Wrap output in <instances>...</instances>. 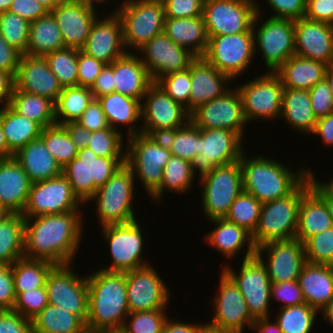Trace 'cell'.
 I'll use <instances>...</instances> for the list:
<instances>
[{"label": "cell", "mask_w": 333, "mask_h": 333, "mask_svg": "<svg viewBox=\"0 0 333 333\" xmlns=\"http://www.w3.org/2000/svg\"><path fill=\"white\" fill-rule=\"evenodd\" d=\"M239 270L236 273V270L227 265L222 269L244 296L251 316L255 320L270 318L272 283L265 265L255 255L249 259H244Z\"/></svg>", "instance_id": "14"}, {"label": "cell", "mask_w": 333, "mask_h": 333, "mask_svg": "<svg viewBox=\"0 0 333 333\" xmlns=\"http://www.w3.org/2000/svg\"><path fill=\"white\" fill-rule=\"evenodd\" d=\"M310 176H312L315 181L333 198V178L328 180V182H324L322 180H317L313 171H310Z\"/></svg>", "instance_id": "79"}, {"label": "cell", "mask_w": 333, "mask_h": 333, "mask_svg": "<svg viewBox=\"0 0 333 333\" xmlns=\"http://www.w3.org/2000/svg\"><path fill=\"white\" fill-rule=\"evenodd\" d=\"M165 310L157 309L129 313L121 331L123 333H160L168 318Z\"/></svg>", "instance_id": "55"}, {"label": "cell", "mask_w": 333, "mask_h": 333, "mask_svg": "<svg viewBox=\"0 0 333 333\" xmlns=\"http://www.w3.org/2000/svg\"><path fill=\"white\" fill-rule=\"evenodd\" d=\"M94 99L114 92V61L105 65L90 87Z\"/></svg>", "instance_id": "70"}, {"label": "cell", "mask_w": 333, "mask_h": 333, "mask_svg": "<svg viewBox=\"0 0 333 333\" xmlns=\"http://www.w3.org/2000/svg\"><path fill=\"white\" fill-rule=\"evenodd\" d=\"M310 188L326 203L333 223V198L310 176Z\"/></svg>", "instance_id": "76"}, {"label": "cell", "mask_w": 333, "mask_h": 333, "mask_svg": "<svg viewBox=\"0 0 333 333\" xmlns=\"http://www.w3.org/2000/svg\"><path fill=\"white\" fill-rule=\"evenodd\" d=\"M9 106L25 118L38 123L42 128L56 124L54 102L47 97L13 90Z\"/></svg>", "instance_id": "43"}, {"label": "cell", "mask_w": 333, "mask_h": 333, "mask_svg": "<svg viewBox=\"0 0 333 333\" xmlns=\"http://www.w3.org/2000/svg\"><path fill=\"white\" fill-rule=\"evenodd\" d=\"M232 82L235 81L217 70L203 57H197L191 63L189 113L206 102L223 96L231 89L229 84Z\"/></svg>", "instance_id": "29"}, {"label": "cell", "mask_w": 333, "mask_h": 333, "mask_svg": "<svg viewBox=\"0 0 333 333\" xmlns=\"http://www.w3.org/2000/svg\"><path fill=\"white\" fill-rule=\"evenodd\" d=\"M151 265L126 272L129 312L168 309L170 291Z\"/></svg>", "instance_id": "23"}, {"label": "cell", "mask_w": 333, "mask_h": 333, "mask_svg": "<svg viewBox=\"0 0 333 333\" xmlns=\"http://www.w3.org/2000/svg\"><path fill=\"white\" fill-rule=\"evenodd\" d=\"M11 265L15 292H26L44 287L49 272L55 266L45 260L26 257L19 258Z\"/></svg>", "instance_id": "46"}, {"label": "cell", "mask_w": 333, "mask_h": 333, "mask_svg": "<svg viewBox=\"0 0 333 333\" xmlns=\"http://www.w3.org/2000/svg\"><path fill=\"white\" fill-rule=\"evenodd\" d=\"M93 99L89 87L79 85L63 87L54 103L56 124L76 122Z\"/></svg>", "instance_id": "45"}, {"label": "cell", "mask_w": 333, "mask_h": 333, "mask_svg": "<svg viewBox=\"0 0 333 333\" xmlns=\"http://www.w3.org/2000/svg\"><path fill=\"white\" fill-rule=\"evenodd\" d=\"M156 83L177 103L189 112L191 65L187 70L173 72L159 78Z\"/></svg>", "instance_id": "56"}, {"label": "cell", "mask_w": 333, "mask_h": 333, "mask_svg": "<svg viewBox=\"0 0 333 333\" xmlns=\"http://www.w3.org/2000/svg\"><path fill=\"white\" fill-rule=\"evenodd\" d=\"M15 294L16 299L12 310L29 320L36 317L49 304L45 286L26 292H15Z\"/></svg>", "instance_id": "58"}, {"label": "cell", "mask_w": 333, "mask_h": 333, "mask_svg": "<svg viewBox=\"0 0 333 333\" xmlns=\"http://www.w3.org/2000/svg\"><path fill=\"white\" fill-rule=\"evenodd\" d=\"M310 189L309 175L291 194L262 204L257 228L251 235L255 248L296 237L299 205Z\"/></svg>", "instance_id": "4"}, {"label": "cell", "mask_w": 333, "mask_h": 333, "mask_svg": "<svg viewBox=\"0 0 333 333\" xmlns=\"http://www.w3.org/2000/svg\"><path fill=\"white\" fill-rule=\"evenodd\" d=\"M31 321L33 333H88L81 317L52 304L45 306Z\"/></svg>", "instance_id": "42"}, {"label": "cell", "mask_w": 333, "mask_h": 333, "mask_svg": "<svg viewBox=\"0 0 333 333\" xmlns=\"http://www.w3.org/2000/svg\"><path fill=\"white\" fill-rule=\"evenodd\" d=\"M15 299L12 265L0 264V310H12Z\"/></svg>", "instance_id": "66"}, {"label": "cell", "mask_w": 333, "mask_h": 333, "mask_svg": "<svg viewBox=\"0 0 333 333\" xmlns=\"http://www.w3.org/2000/svg\"><path fill=\"white\" fill-rule=\"evenodd\" d=\"M22 54L11 47L0 33V70L10 73L14 78Z\"/></svg>", "instance_id": "69"}, {"label": "cell", "mask_w": 333, "mask_h": 333, "mask_svg": "<svg viewBox=\"0 0 333 333\" xmlns=\"http://www.w3.org/2000/svg\"><path fill=\"white\" fill-rule=\"evenodd\" d=\"M162 138L173 156L192 162L199 155V128L191 121Z\"/></svg>", "instance_id": "49"}, {"label": "cell", "mask_w": 333, "mask_h": 333, "mask_svg": "<svg viewBox=\"0 0 333 333\" xmlns=\"http://www.w3.org/2000/svg\"><path fill=\"white\" fill-rule=\"evenodd\" d=\"M195 175L193 174L192 164L190 161L181 159L180 157L171 156L163 169V178L160 188L151 196L153 200L160 202L164 190L175 193H186L191 190L194 183Z\"/></svg>", "instance_id": "47"}, {"label": "cell", "mask_w": 333, "mask_h": 333, "mask_svg": "<svg viewBox=\"0 0 333 333\" xmlns=\"http://www.w3.org/2000/svg\"><path fill=\"white\" fill-rule=\"evenodd\" d=\"M32 182L14 157L0 159V208L6 214H21Z\"/></svg>", "instance_id": "30"}, {"label": "cell", "mask_w": 333, "mask_h": 333, "mask_svg": "<svg viewBox=\"0 0 333 333\" xmlns=\"http://www.w3.org/2000/svg\"><path fill=\"white\" fill-rule=\"evenodd\" d=\"M102 235L110 249L112 263L101 270L126 273L150 265L142 257L144 237L141 225L137 220L126 224L101 226Z\"/></svg>", "instance_id": "12"}, {"label": "cell", "mask_w": 333, "mask_h": 333, "mask_svg": "<svg viewBox=\"0 0 333 333\" xmlns=\"http://www.w3.org/2000/svg\"><path fill=\"white\" fill-rule=\"evenodd\" d=\"M78 81L77 85L91 87L95 79L100 74L106 64L85 54L83 51H78Z\"/></svg>", "instance_id": "63"}, {"label": "cell", "mask_w": 333, "mask_h": 333, "mask_svg": "<svg viewBox=\"0 0 333 333\" xmlns=\"http://www.w3.org/2000/svg\"><path fill=\"white\" fill-rule=\"evenodd\" d=\"M82 211L24 218V257L72 264L83 238Z\"/></svg>", "instance_id": "1"}, {"label": "cell", "mask_w": 333, "mask_h": 333, "mask_svg": "<svg viewBox=\"0 0 333 333\" xmlns=\"http://www.w3.org/2000/svg\"><path fill=\"white\" fill-rule=\"evenodd\" d=\"M309 96L314 116L317 119L333 113V96L325 78L309 90Z\"/></svg>", "instance_id": "59"}, {"label": "cell", "mask_w": 333, "mask_h": 333, "mask_svg": "<svg viewBox=\"0 0 333 333\" xmlns=\"http://www.w3.org/2000/svg\"><path fill=\"white\" fill-rule=\"evenodd\" d=\"M117 8L114 11L120 17L128 52V48L138 51L163 32L165 12L162 0H124Z\"/></svg>", "instance_id": "7"}, {"label": "cell", "mask_w": 333, "mask_h": 333, "mask_svg": "<svg viewBox=\"0 0 333 333\" xmlns=\"http://www.w3.org/2000/svg\"><path fill=\"white\" fill-rule=\"evenodd\" d=\"M97 99L101 103L103 112L112 129L120 131L118 130L119 125H124L125 128L128 126L127 138L141 133L142 127L137 125L138 120H142L140 100L117 92L100 96Z\"/></svg>", "instance_id": "36"}, {"label": "cell", "mask_w": 333, "mask_h": 333, "mask_svg": "<svg viewBox=\"0 0 333 333\" xmlns=\"http://www.w3.org/2000/svg\"><path fill=\"white\" fill-rule=\"evenodd\" d=\"M292 129L311 135L317 118L314 116L308 90L284 88L281 117Z\"/></svg>", "instance_id": "39"}, {"label": "cell", "mask_w": 333, "mask_h": 333, "mask_svg": "<svg viewBox=\"0 0 333 333\" xmlns=\"http://www.w3.org/2000/svg\"><path fill=\"white\" fill-rule=\"evenodd\" d=\"M32 183L55 178L62 174L61 166L39 137L30 141L13 156Z\"/></svg>", "instance_id": "34"}, {"label": "cell", "mask_w": 333, "mask_h": 333, "mask_svg": "<svg viewBox=\"0 0 333 333\" xmlns=\"http://www.w3.org/2000/svg\"><path fill=\"white\" fill-rule=\"evenodd\" d=\"M98 10L81 2L61 1L50 12L62 33L65 47L81 49L88 38Z\"/></svg>", "instance_id": "27"}, {"label": "cell", "mask_w": 333, "mask_h": 333, "mask_svg": "<svg viewBox=\"0 0 333 333\" xmlns=\"http://www.w3.org/2000/svg\"><path fill=\"white\" fill-rule=\"evenodd\" d=\"M135 178L132 169L125 163L88 201L96 203L100 226L126 224L137 220L132 206Z\"/></svg>", "instance_id": "6"}, {"label": "cell", "mask_w": 333, "mask_h": 333, "mask_svg": "<svg viewBox=\"0 0 333 333\" xmlns=\"http://www.w3.org/2000/svg\"><path fill=\"white\" fill-rule=\"evenodd\" d=\"M271 300L282 303V307L298 306L305 303L302 290L297 280L272 283Z\"/></svg>", "instance_id": "60"}, {"label": "cell", "mask_w": 333, "mask_h": 333, "mask_svg": "<svg viewBox=\"0 0 333 333\" xmlns=\"http://www.w3.org/2000/svg\"><path fill=\"white\" fill-rule=\"evenodd\" d=\"M312 135L320 136L324 145L333 147V113L317 119Z\"/></svg>", "instance_id": "72"}, {"label": "cell", "mask_w": 333, "mask_h": 333, "mask_svg": "<svg viewBox=\"0 0 333 333\" xmlns=\"http://www.w3.org/2000/svg\"><path fill=\"white\" fill-rule=\"evenodd\" d=\"M171 320L167 318L160 333H194L197 326L199 325L197 323L194 324V323H189V322L188 323L181 322L177 319H175V320L171 319Z\"/></svg>", "instance_id": "74"}, {"label": "cell", "mask_w": 333, "mask_h": 333, "mask_svg": "<svg viewBox=\"0 0 333 333\" xmlns=\"http://www.w3.org/2000/svg\"><path fill=\"white\" fill-rule=\"evenodd\" d=\"M123 135L111 127L92 132L87 148L98 157L126 158ZM124 146V147H123Z\"/></svg>", "instance_id": "54"}, {"label": "cell", "mask_w": 333, "mask_h": 333, "mask_svg": "<svg viewBox=\"0 0 333 333\" xmlns=\"http://www.w3.org/2000/svg\"><path fill=\"white\" fill-rule=\"evenodd\" d=\"M320 312H322L325 321L333 327V300Z\"/></svg>", "instance_id": "80"}, {"label": "cell", "mask_w": 333, "mask_h": 333, "mask_svg": "<svg viewBox=\"0 0 333 333\" xmlns=\"http://www.w3.org/2000/svg\"><path fill=\"white\" fill-rule=\"evenodd\" d=\"M91 132L109 128V123L98 99H93L76 121Z\"/></svg>", "instance_id": "64"}, {"label": "cell", "mask_w": 333, "mask_h": 333, "mask_svg": "<svg viewBox=\"0 0 333 333\" xmlns=\"http://www.w3.org/2000/svg\"><path fill=\"white\" fill-rule=\"evenodd\" d=\"M255 55L254 34L251 28L248 32L208 38V45L202 57L236 81L234 79L244 75Z\"/></svg>", "instance_id": "11"}, {"label": "cell", "mask_w": 333, "mask_h": 333, "mask_svg": "<svg viewBox=\"0 0 333 333\" xmlns=\"http://www.w3.org/2000/svg\"><path fill=\"white\" fill-rule=\"evenodd\" d=\"M1 124L9 151L14 155L30 141L38 139L42 127L17 113L9 105L1 106Z\"/></svg>", "instance_id": "40"}, {"label": "cell", "mask_w": 333, "mask_h": 333, "mask_svg": "<svg viewBox=\"0 0 333 333\" xmlns=\"http://www.w3.org/2000/svg\"><path fill=\"white\" fill-rule=\"evenodd\" d=\"M242 143L243 138L237 132L199 128V155L191 162L193 174L198 172L202 177L217 166L239 161L245 151Z\"/></svg>", "instance_id": "18"}, {"label": "cell", "mask_w": 333, "mask_h": 333, "mask_svg": "<svg viewBox=\"0 0 333 333\" xmlns=\"http://www.w3.org/2000/svg\"><path fill=\"white\" fill-rule=\"evenodd\" d=\"M272 10L271 18L296 21L305 17L307 0H265Z\"/></svg>", "instance_id": "62"}, {"label": "cell", "mask_w": 333, "mask_h": 333, "mask_svg": "<svg viewBox=\"0 0 333 333\" xmlns=\"http://www.w3.org/2000/svg\"><path fill=\"white\" fill-rule=\"evenodd\" d=\"M252 330H257L258 333H283L275 320L271 322L269 318L256 319Z\"/></svg>", "instance_id": "75"}, {"label": "cell", "mask_w": 333, "mask_h": 333, "mask_svg": "<svg viewBox=\"0 0 333 333\" xmlns=\"http://www.w3.org/2000/svg\"><path fill=\"white\" fill-rule=\"evenodd\" d=\"M29 22L35 21L49 11L35 0H13L8 10Z\"/></svg>", "instance_id": "68"}, {"label": "cell", "mask_w": 333, "mask_h": 333, "mask_svg": "<svg viewBox=\"0 0 333 333\" xmlns=\"http://www.w3.org/2000/svg\"><path fill=\"white\" fill-rule=\"evenodd\" d=\"M261 206L262 203L256 197L243 191L231 204L225 218L252 235L258 225Z\"/></svg>", "instance_id": "52"}, {"label": "cell", "mask_w": 333, "mask_h": 333, "mask_svg": "<svg viewBox=\"0 0 333 333\" xmlns=\"http://www.w3.org/2000/svg\"><path fill=\"white\" fill-rule=\"evenodd\" d=\"M13 156L14 155L8 149L7 141L1 124V107H0V159H6Z\"/></svg>", "instance_id": "77"}, {"label": "cell", "mask_w": 333, "mask_h": 333, "mask_svg": "<svg viewBox=\"0 0 333 333\" xmlns=\"http://www.w3.org/2000/svg\"><path fill=\"white\" fill-rule=\"evenodd\" d=\"M64 47L62 33L51 12L30 22L27 55L44 57Z\"/></svg>", "instance_id": "41"}, {"label": "cell", "mask_w": 333, "mask_h": 333, "mask_svg": "<svg viewBox=\"0 0 333 333\" xmlns=\"http://www.w3.org/2000/svg\"><path fill=\"white\" fill-rule=\"evenodd\" d=\"M275 322L283 333H312L315 319L320 313L307 303L280 308Z\"/></svg>", "instance_id": "48"}, {"label": "cell", "mask_w": 333, "mask_h": 333, "mask_svg": "<svg viewBox=\"0 0 333 333\" xmlns=\"http://www.w3.org/2000/svg\"><path fill=\"white\" fill-rule=\"evenodd\" d=\"M40 138L61 168L77 156L78 149L62 125L43 128Z\"/></svg>", "instance_id": "50"}, {"label": "cell", "mask_w": 333, "mask_h": 333, "mask_svg": "<svg viewBox=\"0 0 333 333\" xmlns=\"http://www.w3.org/2000/svg\"><path fill=\"white\" fill-rule=\"evenodd\" d=\"M163 33L196 57H202L205 54L208 36L203 16L165 18Z\"/></svg>", "instance_id": "35"}, {"label": "cell", "mask_w": 333, "mask_h": 333, "mask_svg": "<svg viewBox=\"0 0 333 333\" xmlns=\"http://www.w3.org/2000/svg\"><path fill=\"white\" fill-rule=\"evenodd\" d=\"M0 33L22 55L27 53L30 22L9 11L0 13Z\"/></svg>", "instance_id": "53"}, {"label": "cell", "mask_w": 333, "mask_h": 333, "mask_svg": "<svg viewBox=\"0 0 333 333\" xmlns=\"http://www.w3.org/2000/svg\"><path fill=\"white\" fill-rule=\"evenodd\" d=\"M68 132L72 142L77 147L78 151L87 148L89 139L92 135L90 130L81 126L77 122H68L62 125Z\"/></svg>", "instance_id": "71"}, {"label": "cell", "mask_w": 333, "mask_h": 333, "mask_svg": "<svg viewBox=\"0 0 333 333\" xmlns=\"http://www.w3.org/2000/svg\"><path fill=\"white\" fill-rule=\"evenodd\" d=\"M255 255L265 265L271 283L298 280L307 262L304 244L297 238L265 243L256 248Z\"/></svg>", "instance_id": "22"}, {"label": "cell", "mask_w": 333, "mask_h": 333, "mask_svg": "<svg viewBox=\"0 0 333 333\" xmlns=\"http://www.w3.org/2000/svg\"><path fill=\"white\" fill-rule=\"evenodd\" d=\"M333 227L326 203L310 189L303 197L298 210L296 237L302 243Z\"/></svg>", "instance_id": "38"}, {"label": "cell", "mask_w": 333, "mask_h": 333, "mask_svg": "<svg viewBox=\"0 0 333 333\" xmlns=\"http://www.w3.org/2000/svg\"><path fill=\"white\" fill-rule=\"evenodd\" d=\"M327 65L298 55L291 56L275 72L284 88L310 90L325 78Z\"/></svg>", "instance_id": "37"}, {"label": "cell", "mask_w": 333, "mask_h": 333, "mask_svg": "<svg viewBox=\"0 0 333 333\" xmlns=\"http://www.w3.org/2000/svg\"><path fill=\"white\" fill-rule=\"evenodd\" d=\"M126 163V158L98 157L89 148L79 150L77 156L62 168L74 194L85 205Z\"/></svg>", "instance_id": "8"}, {"label": "cell", "mask_w": 333, "mask_h": 333, "mask_svg": "<svg viewBox=\"0 0 333 333\" xmlns=\"http://www.w3.org/2000/svg\"><path fill=\"white\" fill-rule=\"evenodd\" d=\"M190 121L200 129H227L237 132L244 138L247 122L241 96L236 87L231 88L223 96L197 107L190 113Z\"/></svg>", "instance_id": "21"}, {"label": "cell", "mask_w": 333, "mask_h": 333, "mask_svg": "<svg viewBox=\"0 0 333 333\" xmlns=\"http://www.w3.org/2000/svg\"><path fill=\"white\" fill-rule=\"evenodd\" d=\"M295 55L333 65V25L300 18L294 21Z\"/></svg>", "instance_id": "26"}, {"label": "cell", "mask_w": 333, "mask_h": 333, "mask_svg": "<svg viewBox=\"0 0 333 333\" xmlns=\"http://www.w3.org/2000/svg\"><path fill=\"white\" fill-rule=\"evenodd\" d=\"M88 279V332L121 330L128 316L126 273L97 270Z\"/></svg>", "instance_id": "2"}, {"label": "cell", "mask_w": 333, "mask_h": 333, "mask_svg": "<svg viewBox=\"0 0 333 333\" xmlns=\"http://www.w3.org/2000/svg\"><path fill=\"white\" fill-rule=\"evenodd\" d=\"M297 281L305 303L319 312L333 300V265L306 262Z\"/></svg>", "instance_id": "32"}, {"label": "cell", "mask_w": 333, "mask_h": 333, "mask_svg": "<svg viewBox=\"0 0 333 333\" xmlns=\"http://www.w3.org/2000/svg\"><path fill=\"white\" fill-rule=\"evenodd\" d=\"M199 179L202 211L206 218H225L231 204L243 192L240 162L217 166Z\"/></svg>", "instance_id": "10"}, {"label": "cell", "mask_w": 333, "mask_h": 333, "mask_svg": "<svg viewBox=\"0 0 333 333\" xmlns=\"http://www.w3.org/2000/svg\"><path fill=\"white\" fill-rule=\"evenodd\" d=\"M83 205L74 194L68 179L61 174L55 178L32 183L22 216L33 218L82 211L79 208Z\"/></svg>", "instance_id": "17"}, {"label": "cell", "mask_w": 333, "mask_h": 333, "mask_svg": "<svg viewBox=\"0 0 333 333\" xmlns=\"http://www.w3.org/2000/svg\"><path fill=\"white\" fill-rule=\"evenodd\" d=\"M259 6L258 3L252 24L255 52L262 53L266 72L275 73L283 63L295 55L294 21L267 17V20L259 24V18L262 16ZM257 47L259 51H256Z\"/></svg>", "instance_id": "9"}, {"label": "cell", "mask_w": 333, "mask_h": 333, "mask_svg": "<svg viewBox=\"0 0 333 333\" xmlns=\"http://www.w3.org/2000/svg\"><path fill=\"white\" fill-rule=\"evenodd\" d=\"M125 49L120 17L112 12L105 18H96L85 45L80 50L109 65L126 54L128 51Z\"/></svg>", "instance_id": "25"}, {"label": "cell", "mask_w": 333, "mask_h": 333, "mask_svg": "<svg viewBox=\"0 0 333 333\" xmlns=\"http://www.w3.org/2000/svg\"><path fill=\"white\" fill-rule=\"evenodd\" d=\"M152 83L136 52H127L114 60V92L142 101Z\"/></svg>", "instance_id": "31"}, {"label": "cell", "mask_w": 333, "mask_h": 333, "mask_svg": "<svg viewBox=\"0 0 333 333\" xmlns=\"http://www.w3.org/2000/svg\"><path fill=\"white\" fill-rule=\"evenodd\" d=\"M165 18L202 16L204 0H162Z\"/></svg>", "instance_id": "61"}, {"label": "cell", "mask_w": 333, "mask_h": 333, "mask_svg": "<svg viewBox=\"0 0 333 333\" xmlns=\"http://www.w3.org/2000/svg\"><path fill=\"white\" fill-rule=\"evenodd\" d=\"M0 333H33L32 321L13 310H0Z\"/></svg>", "instance_id": "65"}, {"label": "cell", "mask_w": 333, "mask_h": 333, "mask_svg": "<svg viewBox=\"0 0 333 333\" xmlns=\"http://www.w3.org/2000/svg\"><path fill=\"white\" fill-rule=\"evenodd\" d=\"M194 333H226L224 331L219 330L214 325L208 323L199 324Z\"/></svg>", "instance_id": "78"}, {"label": "cell", "mask_w": 333, "mask_h": 333, "mask_svg": "<svg viewBox=\"0 0 333 333\" xmlns=\"http://www.w3.org/2000/svg\"><path fill=\"white\" fill-rule=\"evenodd\" d=\"M303 244L307 262L333 265V227L308 238Z\"/></svg>", "instance_id": "57"}, {"label": "cell", "mask_w": 333, "mask_h": 333, "mask_svg": "<svg viewBox=\"0 0 333 333\" xmlns=\"http://www.w3.org/2000/svg\"><path fill=\"white\" fill-rule=\"evenodd\" d=\"M305 18L333 25V0H307Z\"/></svg>", "instance_id": "67"}, {"label": "cell", "mask_w": 333, "mask_h": 333, "mask_svg": "<svg viewBox=\"0 0 333 333\" xmlns=\"http://www.w3.org/2000/svg\"><path fill=\"white\" fill-rule=\"evenodd\" d=\"M141 119V133L162 136L186 125L190 121V113L153 82L141 101Z\"/></svg>", "instance_id": "13"}, {"label": "cell", "mask_w": 333, "mask_h": 333, "mask_svg": "<svg viewBox=\"0 0 333 333\" xmlns=\"http://www.w3.org/2000/svg\"><path fill=\"white\" fill-rule=\"evenodd\" d=\"M84 277V278H83ZM49 304L81 317H88V279L77 276L71 264L55 265L46 279Z\"/></svg>", "instance_id": "19"}, {"label": "cell", "mask_w": 333, "mask_h": 333, "mask_svg": "<svg viewBox=\"0 0 333 333\" xmlns=\"http://www.w3.org/2000/svg\"><path fill=\"white\" fill-rule=\"evenodd\" d=\"M257 13L255 0H204L202 16L208 38L248 32Z\"/></svg>", "instance_id": "16"}, {"label": "cell", "mask_w": 333, "mask_h": 333, "mask_svg": "<svg viewBox=\"0 0 333 333\" xmlns=\"http://www.w3.org/2000/svg\"><path fill=\"white\" fill-rule=\"evenodd\" d=\"M245 152L239 160L243 191L262 204L291 194L310 175L309 168L300 167L293 172L287 165L272 158L262 154L248 157Z\"/></svg>", "instance_id": "3"}, {"label": "cell", "mask_w": 333, "mask_h": 333, "mask_svg": "<svg viewBox=\"0 0 333 333\" xmlns=\"http://www.w3.org/2000/svg\"><path fill=\"white\" fill-rule=\"evenodd\" d=\"M209 221L215 225V228L207 233L204 239L215 250L223 254L225 259L237 256L244 247L247 249L243 260L255 256L256 248L253 245L251 234L244 228L226 218H214Z\"/></svg>", "instance_id": "33"}, {"label": "cell", "mask_w": 333, "mask_h": 333, "mask_svg": "<svg viewBox=\"0 0 333 333\" xmlns=\"http://www.w3.org/2000/svg\"><path fill=\"white\" fill-rule=\"evenodd\" d=\"M220 272L219 290L211 304L214 314L209 323L226 333H243L247 327L252 329L255 319L244 296L234 282L223 271Z\"/></svg>", "instance_id": "20"}, {"label": "cell", "mask_w": 333, "mask_h": 333, "mask_svg": "<svg viewBox=\"0 0 333 333\" xmlns=\"http://www.w3.org/2000/svg\"><path fill=\"white\" fill-rule=\"evenodd\" d=\"M79 50L72 47H64L44 56L50 70L58 78L62 87L77 85V58Z\"/></svg>", "instance_id": "51"}, {"label": "cell", "mask_w": 333, "mask_h": 333, "mask_svg": "<svg viewBox=\"0 0 333 333\" xmlns=\"http://www.w3.org/2000/svg\"><path fill=\"white\" fill-rule=\"evenodd\" d=\"M24 257V217L4 214L0 217V264L11 265Z\"/></svg>", "instance_id": "44"}, {"label": "cell", "mask_w": 333, "mask_h": 333, "mask_svg": "<svg viewBox=\"0 0 333 333\" xmlns=\"http://www.w3.org/2000/svg\"><path fill=\"white\" fill-rule=\"evenodd\" d=\"M126 142V164L151 197L160 188L163 169L172 153L162 136L140 133L128 137Z\"/></svg>", "instance_id": "5"}, {"label": "cell", "mask_w": 333, "mask_h": 333, "mask_svg": "<svg viewBox=\"0 0 333 333\" xmlns=\"http://www.w3.org/2000/svg\"><path fill=\"white\" fill-rule=\"evenodd\" d=\"M14 80V90L47 97L54 103L63 90L58 78L41 56L22 55Z\"/></svg>", "instance_id": "28"}, {"label": "cell", "mask_w": 333, "mask_h": 333, "mask_svg": "<svg viewBox=\"0 0 333 333\" xmlns=\"http://www.w3.org/2000/svg\"><path fill=\"white\" fill-rule=\"evenodd\" d=\"M140 59L147 68L150 78L156 82L159 78L173 72L187 70L197 58L187 49L174 43L163 32L148 41L138 50Z\"/></svg>", "instance_id": "24"}, {"label": "cell", "mask_w": 333, "mask_h": 333, "mask_svg": "<svg viewBox=\"0 0 333 333\" xmlns=\"http://www.w3.org/2000/svg\"><path fill=\"white\" fill-rule=\"evenodd\" d=\"M15 87L14 77L5 71L0 70V106L9 105Z\"/></svg>", "instance_id": "73"}, {"label": "cell", "mask_w": 333, "mask_h": 333, "mask_svg": "<svg viewBox=\"0 0 333 333\" xmlns=\"http://www.w3.org/2000/svg\"><path fill=\"white\" fill-rule=\"evenodd\" d=\"M238 90L247 123L258 120H275L281 117L282 95L284 87L280 78L271 72L258 75L244 83Z\"/></svg>", "instance_id": "15"}]
</instances>
